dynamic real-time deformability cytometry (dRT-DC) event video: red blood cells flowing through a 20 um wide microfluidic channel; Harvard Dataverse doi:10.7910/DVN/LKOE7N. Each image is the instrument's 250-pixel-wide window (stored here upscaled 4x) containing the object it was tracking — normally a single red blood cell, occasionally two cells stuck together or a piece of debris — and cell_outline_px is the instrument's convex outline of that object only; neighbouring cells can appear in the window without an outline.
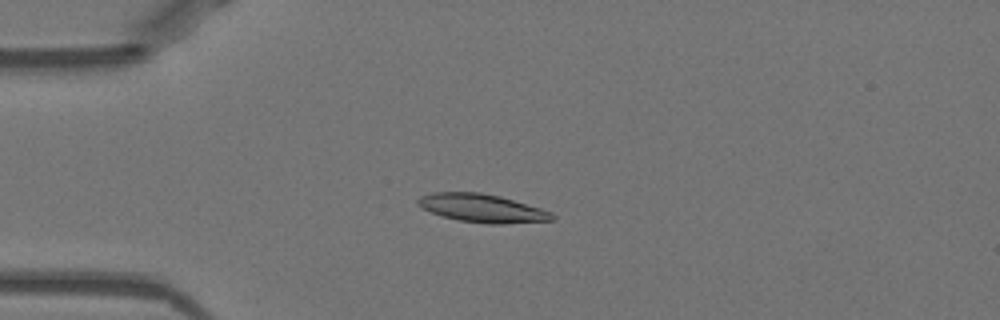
{"species": "Egyptian fruit bat (a non-hibernating species)", "species_latin": "Rousettus aegyptiacus", "temperature_condition": "warm", "stored_images_in_passage": 50, "camera_frame_rate_fps": 3000, "um_per_image_px": 0.085, "animal": {"sex": "female"}, "frame": {"image": 1, "passage_image": 12, "time_ms": 3.667, "image_size_px": [1000, 320], "cell_outline_px": [[556, 220], [504, 224], [488, 224], [460, 220], [444, 216], [420, 208], [416, 204], [416, 200], [420, 196], [432, 192], [480, 192], [500, 196], [540, 208], [552, 212], [556, 216]], "centroid_in_image_um": [40.99, 17.69], "position_along_channel_um": 44.0, "area_um2": 22.2}}
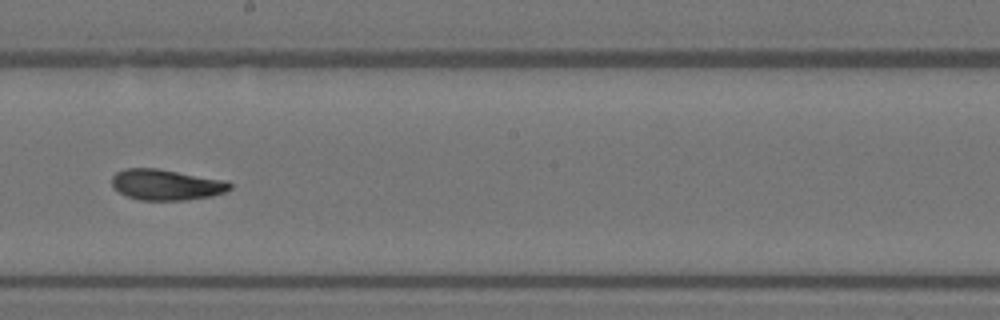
{"frame": {"image": 2, "passage_image": 28, "time_ms": 9.0, "image_size_px": [1000, 320], "cell_outline_px": [[232, 188], [224, 192], [212, 196], [188, 200], [140, 200], [128, 196], [120, 192], [112, 184], [112, 176], [116, 172], [124, 168], [156, 168], [220, 180], [232, 184]], "centroid_in_image_um": [14.09, 15.71], "position_along_channel_um": 234.1, "area_um2": 20.81}}
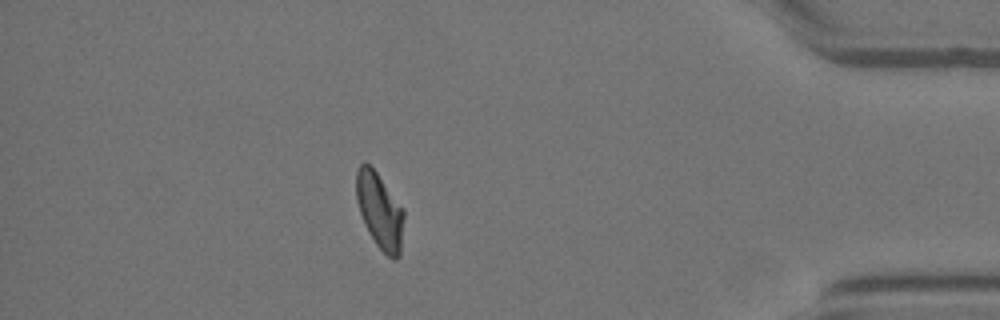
{"frame": {"image": 3, "passage_image": 44, "time_ms": 14.333, "image_size_px": [1000, 320], "cell_outline_px": [[404, 216], [400, 256], [396, 260], [392, 260], [376, 244], [368, 232], [364, 224], [356, 200], [356, 168], [364, 160], [376, 172], [404, 208]], "centroid_in_image_um": [32.27, 17.92], "position_along_channel_um": 402.9, "area_um2": 21.21}, "authors_computed_cell_mechanics": {"area_um2": 21.0392, "velocity_mm_per_s": 3.9644, "shape_relaxation_time_tau1_ms": 4.8441, "shape_relaxation_time_tau2_ms": 4.9841, "deformation_change_tau1": 0.1534, "deformation_change_tau2": 0.1218}}